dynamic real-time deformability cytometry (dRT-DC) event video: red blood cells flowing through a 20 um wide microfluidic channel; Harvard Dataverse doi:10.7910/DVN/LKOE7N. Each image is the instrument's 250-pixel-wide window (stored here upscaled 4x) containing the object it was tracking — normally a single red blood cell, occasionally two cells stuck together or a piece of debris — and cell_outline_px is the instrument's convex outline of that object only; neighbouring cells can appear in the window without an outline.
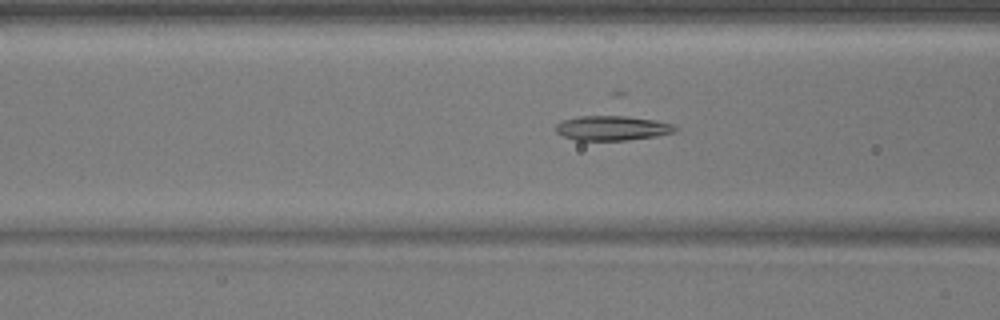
{"species": "common noctule bat (a hibernating species)", "species_latin": "Nyctalus noctula", "temperature_condition": "warm", "stored_images_in_passage": 52, "camera_frame_rate_fps": 3000, "um_per_image_px": 0.085, "animal": {"sex": "male", "body_mass_g": 17.9}, "frame": {"image": 1, "passage_image": 21, "time_ms": 6.667, "image_size_px": [1000, 320], "cell_outline_px": [[680, 128], [676, 132], [656, 136], [628, 140], [576, 140], [564, 136], [556, 132], [556, 124], [560, 120], [580, 116], [616, 112], [656, 120], [672, 124]], "centroid_in_image_um": [52.07, 10.82], "position_along_channel_um": 114.5, "area_um2": 18.21}}
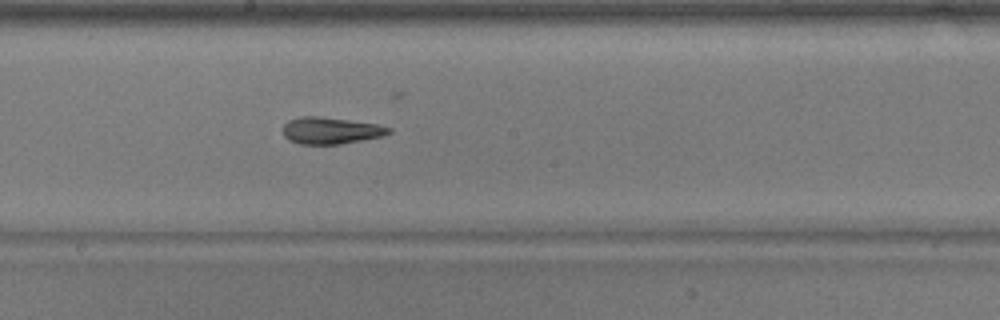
{"frame": {"image": 2, "passage_image": 29, "time_ms": 9.333, "image_size_px": [1000, 320], "cell_outline_px": [[392, 132], [384, 136], [340, 144], [300, 144], [288, 140], [284, 136], [284, 124], [288, 120], [300, 116], [320, 116], [376, 124], [392, 128]], "centroid_in_image_um": [28.11, 11.1], "position_along_channel_um": 220.1, "area_um2": 16.53}}
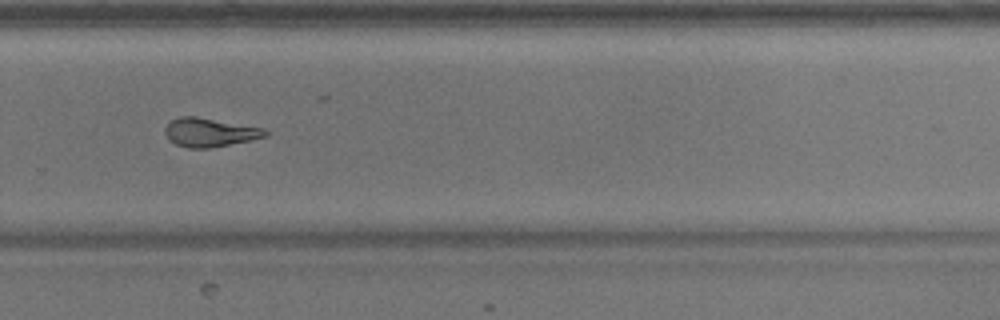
{"frame": {"image": 3, "passage_image": 36, "time_ms": 11.667, "image_size_px": [1000, 320], "cell_outline_px": [[268, 136], [252, 140], [212, 148], [188, 148], [176, 144], [168, 140], [164, 132], [164, 128], [172, 120], [180, 116], [196, 116], [264, 128], [268, 132]], "centroid_in_image_um": [17.83, 11.26], "position_along_channel_um": 312.0, "area_um2": 16.94}}